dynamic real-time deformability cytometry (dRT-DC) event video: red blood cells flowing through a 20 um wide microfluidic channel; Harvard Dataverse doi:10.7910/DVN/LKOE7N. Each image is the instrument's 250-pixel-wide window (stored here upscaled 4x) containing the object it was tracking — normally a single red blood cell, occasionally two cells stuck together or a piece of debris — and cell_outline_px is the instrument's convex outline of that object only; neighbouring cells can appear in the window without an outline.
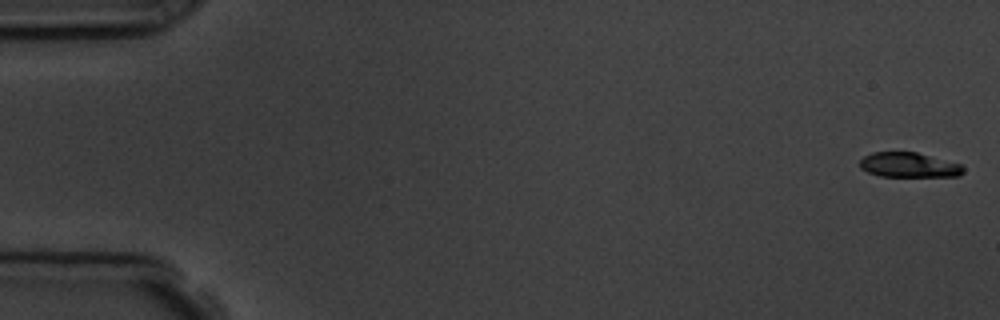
{"species": "common noctule bat (a hibernating species)", "species_latin": "Nyctalus noctula", "temperature_condition": "room temperature", "stored_images_in_passage": 8, "camera_frame_rate_fps": 3000, "um_per_image_px": 0.085, "animal": {"sex": "male", "body_mass_g": 19.5, "forearm_length_mm": 54.6}, "frame": {"image": 1, "passage_image": 1, "time_ms": 0.0, "image_size_px": [1000, 320], "cell_outline_px": [[964, 172], [960, 176], [880, 176], [868, 172], [860, 168], [860, 160], [864, 156], [872, 152], [916, 152], [960, 164], [964, 168]], "centroid_in_image_um": [77.24, 14.02], "position_along_channel_um": 7.8, "area_um2": 14.85}}
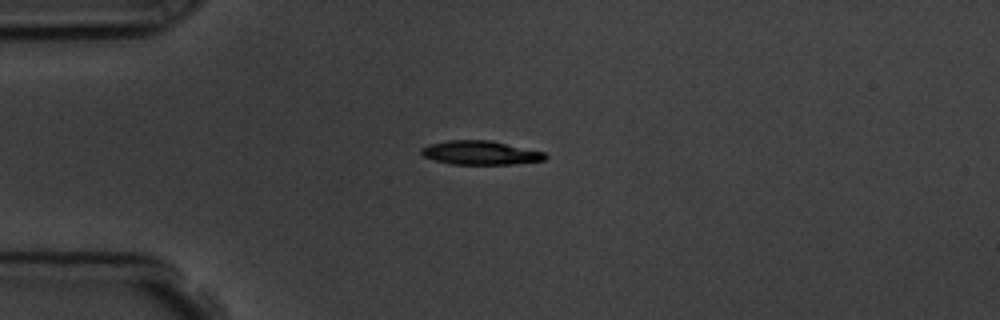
{"frame": {"image": 2, "passage_image": 4, "time_ms": 4.333, "image_size_px": [1000, 320], "cell_outline_px": [[548, 156], [544, 160], [512, 164], [452, 164], [436, 160], [424, 156], [420, 152], [420, 148], [428, 144], [448, 140], [488, 140], [544, 152]], "centroid_in_image_um": [40.8, 12.98], "position_along_channel_um": 44.2, "area_um2": 17.05}}